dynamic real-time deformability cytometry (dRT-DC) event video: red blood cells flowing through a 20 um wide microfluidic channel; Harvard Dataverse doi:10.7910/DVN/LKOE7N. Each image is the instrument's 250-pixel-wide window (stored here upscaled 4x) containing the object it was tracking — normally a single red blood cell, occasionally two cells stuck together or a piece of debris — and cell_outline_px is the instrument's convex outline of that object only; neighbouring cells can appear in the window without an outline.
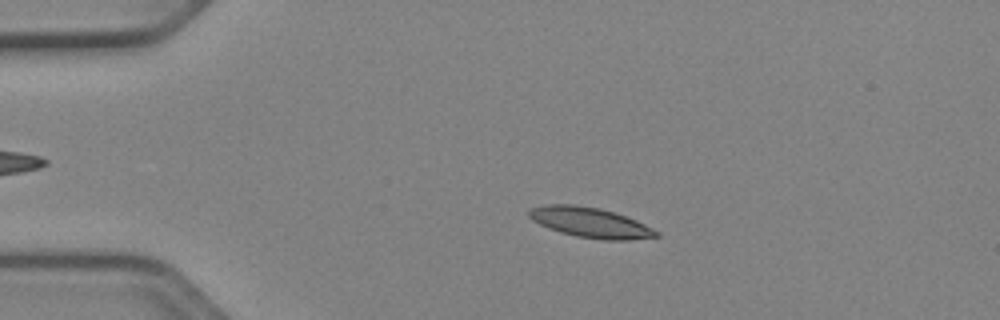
{"species": "Egyptian fruit bat (a non-hibernating species)", "species_latin": "Rousettus aegyptiacus", "temperature_condition": "cold", "stored_images_in_passage": 52, "camera_frame_rate_fps": 3000, "um_per_image_px": 0.085, "animal": {"sex": "female"}, "frame": {"image": 1, "passage_image": 11, "time_ms": 3.333, "image_size_px": [1000, 320], "cell_outline_px": [[660, 236], [628, 240], [604, 240], [576, 236], [560, 232], [548, 228], [532, 220], [528, 216], [528, 208], [544, 204], [576, 204], [600, 208], [636, 220], [660, 232]], "centroid_in_image_um": [50.13, 18.9], "position_along_channel_um": 34.9, "area_um2": 22.43}}
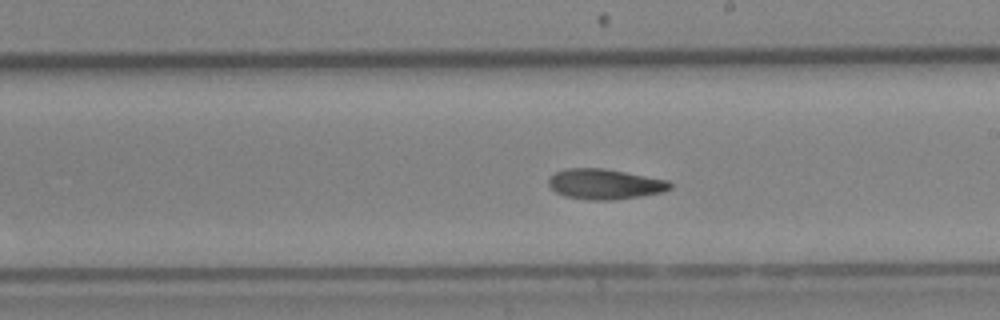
{"frame": {"image": 2, "passage_image": 30, "time_ms": 9.667, "image_size_px": [1000, 320], "cell_outline_px": [[672, 188], [664, 192], [640, 196], [612, 200], [588, 200], [564, 196], [556, 192], [548, 184], [548, 180], [556, 172], [568, 168], [604, 168], [668, 180], [672, 184]], "centroid_in_image_um": [51.43, 15.65], "position_along_channel_um": 237.6, "area_um2": 21.44}}
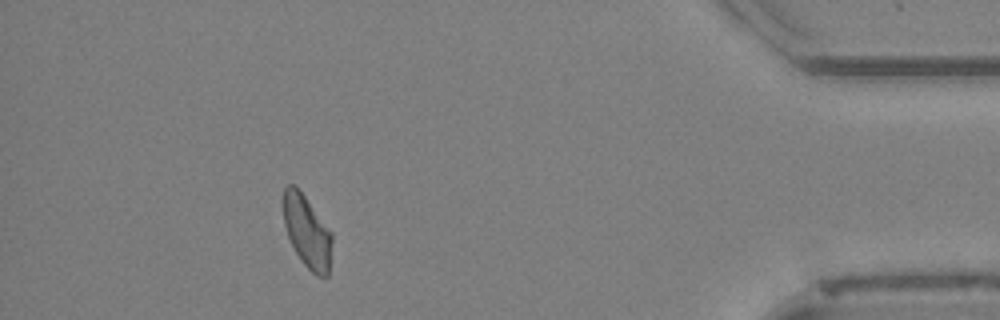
{"frame": {"image": 3, "passage_image": 47, "time_ms": 15.333, "image_size_px": [1000, 320], "cell_outline_px": [[332, 240], [328, 276], [316, 276], [300, 260], [288, 236], [284, 224], [280, 204], [280, 200], [284, 188], [288, 184], [296, 184], [332, 232]], "centroid_in_image_um": [26.05, 19.61], "position_along_channel_um": 409.2, "area_um2": 20.98}, "authors_computed_cell_mechanics": {"area_um2": 21.2126, "velocity_mm_per_s": 3.9239, "shape_relaxation_time_tau1_ms": 6.4454, "shape_relaxation_time_tau2_ms": 6.4512, "deformation_change_tau1": 0.1695, "deformation_change_tau2": 0.1425}}